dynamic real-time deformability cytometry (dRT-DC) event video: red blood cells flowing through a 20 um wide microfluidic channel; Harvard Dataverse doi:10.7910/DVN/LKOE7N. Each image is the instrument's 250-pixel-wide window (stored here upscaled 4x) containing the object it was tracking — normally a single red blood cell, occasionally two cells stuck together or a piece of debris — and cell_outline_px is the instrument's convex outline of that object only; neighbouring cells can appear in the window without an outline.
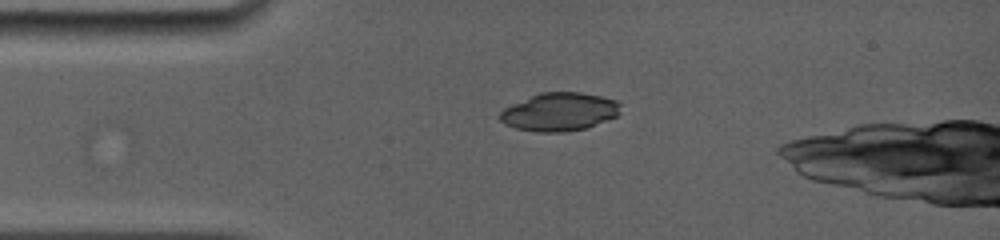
{"species": "common noctule bat (a hibernating species)", "species_latin": "Nyctalus noctula", "temperature_condition": "room temperature", "stored_images_in_passage": 5, "camera_frame_rate_fps": 5000, "um_per_image_px": 0.085, "animal": {"sex": "female", "body_mass_g": 19.0, "forearm_length_mm": 56.7}, "frame": {"image": 1, "passage_image": 1, "time_ms": 0.0, "image_size_px": [1000, 240], "cell_outline_px": [[620, 112], [616, 116], [588, 128], [568, 132], [536, 132], [516, 128], [504, 124], [496, 116], [504, 108], [512, 104], [540, 92], [580, 92], [600, 96], [616, 100], [620, 104]], "centroid_in_image_um": [47.53, 9.52], "position_along_channel_um": 37.5, "area_um2": 27.05}}